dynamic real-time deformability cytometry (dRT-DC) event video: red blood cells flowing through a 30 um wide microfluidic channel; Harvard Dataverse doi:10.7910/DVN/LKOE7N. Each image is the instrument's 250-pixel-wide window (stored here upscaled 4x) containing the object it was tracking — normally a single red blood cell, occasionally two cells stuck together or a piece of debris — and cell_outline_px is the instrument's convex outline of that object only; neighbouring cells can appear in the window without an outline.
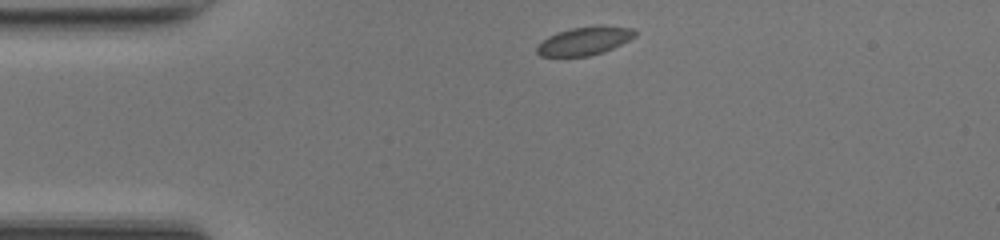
{"species": "common noctule bat (a hibernating species)", "species_latin": "Nyctalus noctula", "temperature_condition": "room temperature", "stored_images_in_passage": 40, "camera_frame_rate_fps": 3000, "um_per_image_px": 0.085, "animal": {"sex": "female", "body_mass_g": 17.0, "forearm_length_mm": 48.0}, "frame": {"image": 1, "passage_image": 1, "time_ms": 0.0, "image_size_px": [1000, 240], "cell_outline_px": [[636, 36], [604, 52], [588, 56], [540, 56], [536, 52], [536, 48], [548, 36], [556, 32], [572, 28], [632, 28], [636, 32]], "centroid_in_image_um": [49.62, 3.53], "position_along_channel_um": 35.4, "area_um2": 15.32}}
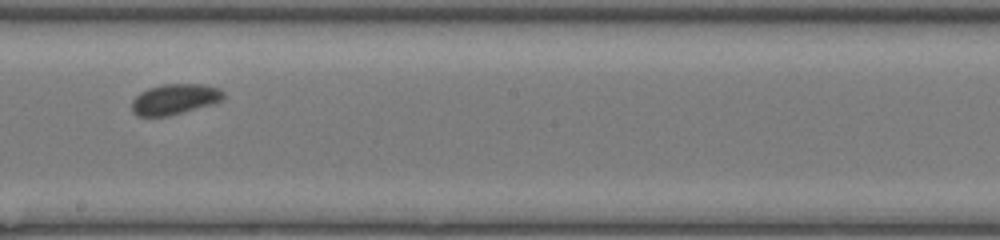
{"frame": {"image": 2, "passage_image": 18, "time_ms": 5.667, "image_size_px": [1000, 240], "cell_outline_px": [[224, 100], [212, 104], [168, 116], [136, 116], [132, 112], [132, 100], [140, 92], [148, 88], [164, 84], [204, 84], [220, 88], [224, 92]], "centroid_in_image_um": [14.86, 8.43], "position_along_channel_um": 233.3, "area_um2": 16.42}}
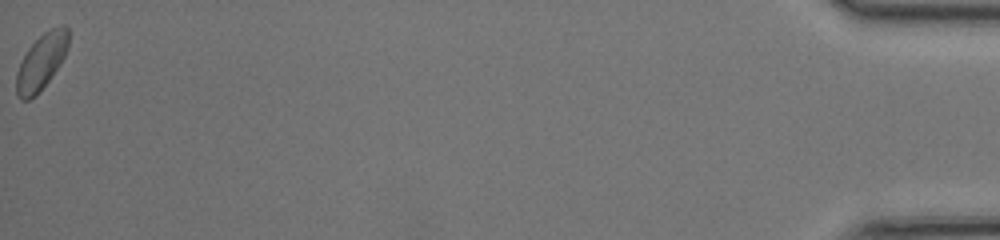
{"frame": {"image": 3, "passage_image": 40, "time_ms": 13.0, "image_size_px": [1000, 240], "cell_outline_px": [[68, 48], [60, 64], [52, 76], [36, 96], [28, 100], [20, 100], [16, 92], [16, 72], [28, 48], [44, 32], [60, 24], [64, 24], [68, 28]], "centroid_in_image_um": [3.52, 5.25], "position_along_channel_um": 431.7, "area_um2": 16.94}, "authors_computed_cell_mechanics": {"area_um2": 16.5019, "velocity_mm_per_s": 4.1809, "shape_relaxation_time_tau1_ms": 1.6026, "shape_relaxation_time_tau2_ms": null, "deformation_change_tau1": 0.0315, "deformation_change_tau2": null}}